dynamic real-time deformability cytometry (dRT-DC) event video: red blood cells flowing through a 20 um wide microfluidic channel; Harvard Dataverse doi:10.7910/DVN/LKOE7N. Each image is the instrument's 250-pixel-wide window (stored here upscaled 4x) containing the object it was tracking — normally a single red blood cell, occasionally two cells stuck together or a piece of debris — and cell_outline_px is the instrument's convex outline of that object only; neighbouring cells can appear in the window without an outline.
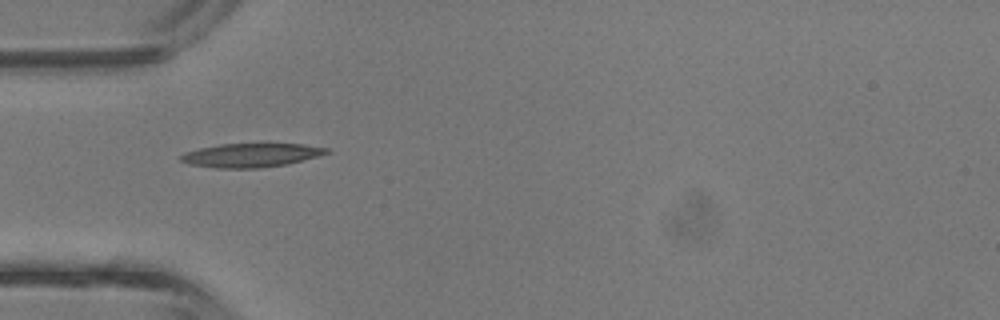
{"species": "common noctule bat (a hibernating species)", "species_latin": "Nyctalus noctula", "temperature_condition": "room temperature", "stored_images_in_passage": 1, "camera_frame_rate_fps": 3000, "um_per_image_px": 0.085, "animal": {"sex": "male", "body_mass_g": 13.3}, "frame": {"image": 1, "passage_image": 1, "time_ms": 0.0, "image_size_px": [1000, 320], "cell_outline_px": [[332, 152], [320, 156], [288, 164], [256, 168], [216, 168], [192, 164], [180, 160], [180, 156], [184, 152], [200, 148], [220, 144], [260, 140], [304, 144], [328, 148]], "centroid_in_image_um": [21.44, 13.13], "position_along_channel_um": 63.6, "area_um2": 21.39}}